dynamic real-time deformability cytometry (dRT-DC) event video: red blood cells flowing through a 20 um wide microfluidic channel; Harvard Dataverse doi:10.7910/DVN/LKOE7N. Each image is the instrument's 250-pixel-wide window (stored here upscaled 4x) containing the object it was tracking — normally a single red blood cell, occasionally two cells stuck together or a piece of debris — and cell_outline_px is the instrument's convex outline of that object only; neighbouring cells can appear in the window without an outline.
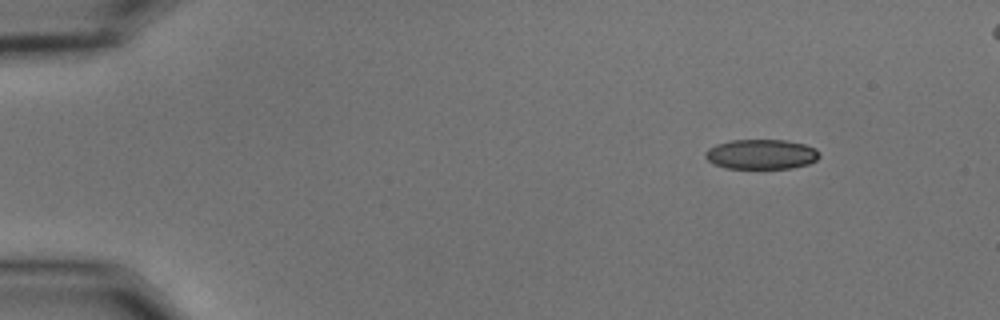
{"species": "common noctule bat (a hibernating species)", "species_latin": "Nyctalus noctula", "temperature_condition": "cold", "stored_images_in_passage": 50, "camera_frame_rate_fps": 3000, "um_per_image_px": 0.085, "animal": {"sex": "male", "body_mass_g": 15.6}, "frame": {"image": 1, "passage_image": 1, "time_ms": 0.0, "image_size_px": [1000, 320], "cell_outline_px": [[820, 156], [816, 160], [808, 164], [792, 168], [724, 168], [712, 164], [704, 156], [704, 152], [708, 148], [716, 144], [728, 140], [784, 140], [804, 144], [816, 148], [820, 152]], "centroid_in_image_um": [64.68, 13.11], "position_along_channel_um": 20.3, "area_um2": 20.06}}
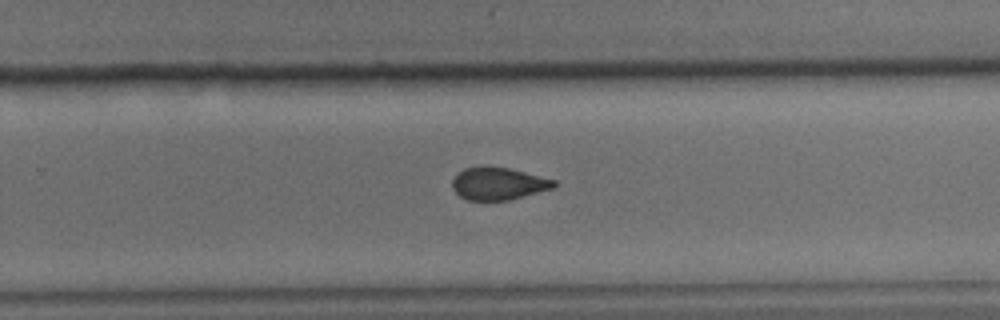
{"frame": {"image": 2, "passage_image": 31, "time_ms": 10.0, "image_size_px": [1000, 320], "cell_outline_px": [[556, 188], [508, 200], [468, 200], [460, 196], [452, 188], [452, 180], [456, 172], [464, 168], [484, 164], [488, 164], [508, 168], [556, 180]], "centroid_in_image_um": [42.33, 15.58], "position_along_channel_um": 287.5, "area_um2": 19.65}}
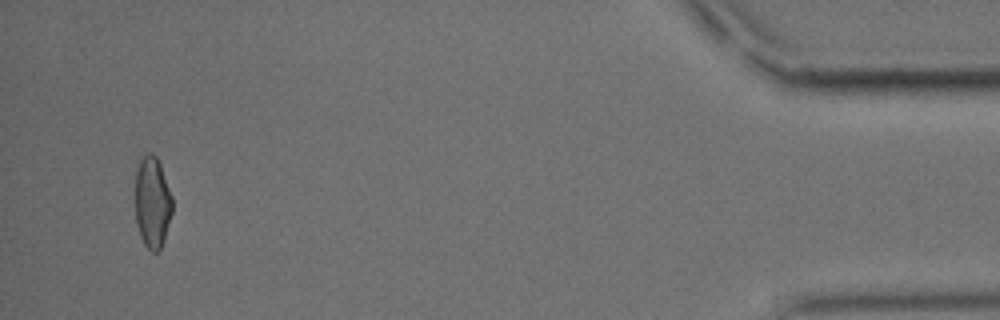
{"frame": {"image": 3, "passage_image": 48, "time_ms": 15.667, "image_size_px": [1000, 320], "cell_outline_px": [[172, 212], [164, 240], [160, 248], [156, 252], [152, 252], [144, 244], [140, 236], [136, 224], [136, 172], [140, 160], [144, 156], [152, 152], [156, 156], [160, 164], [172, 196]], "centroid_in_image_um": [12.95, 17.21], "position_along_channel_um": 422.2, "area_um2": 19.59}}